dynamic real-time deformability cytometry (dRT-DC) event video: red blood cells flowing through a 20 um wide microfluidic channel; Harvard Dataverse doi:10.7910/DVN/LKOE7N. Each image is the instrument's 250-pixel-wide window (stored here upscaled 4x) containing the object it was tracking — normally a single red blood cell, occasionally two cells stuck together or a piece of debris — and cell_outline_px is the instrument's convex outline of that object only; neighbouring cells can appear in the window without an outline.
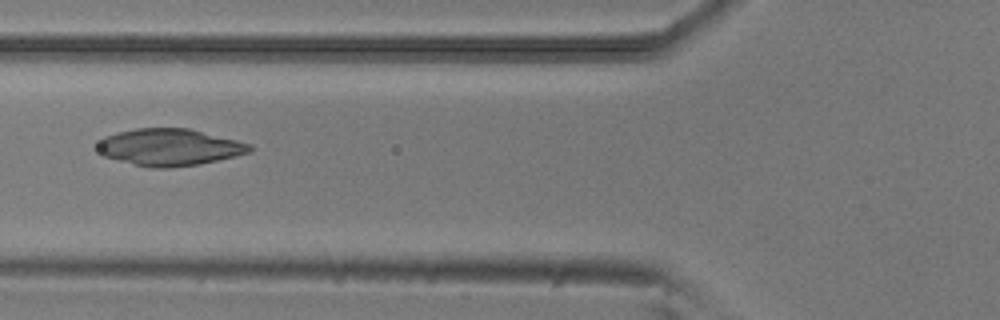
{"species": "common noctule bat (a hibernating species)", "species_latin": "Nyctalus noctula", "temperature_condition": "room temperature", "stored_images_in_passage": 7, "camera_frame_rate_fps": 3000, "um_per_image_px": 0.085, "animal": {"sex": "male", "body_mass_g": 20.5, "forearm_length_mm": 52.5}, "frame": {"image": 1, "passage_image": 6, "time_ms": 1.667, "image_size_px": [1000, 320], "cell_outline_px": [[256, 148], [252, 152], [200, 164], [168, 168], [152, 168], [132, 164], [104, 156], [96, 148], [96, 144], [104, 136], [116, 132], [136, 128], [188, 128], [252, 144]], "centroid_in_image_um": [14.41, 12.51], "position_along_channel_um": 111.4, "area_um2": 32.95}}
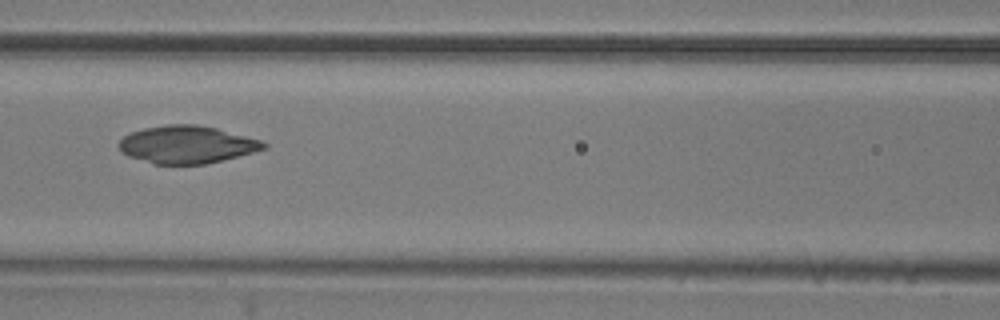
{"frame": {"image": 2, "passage_image": 7, "time_ms": 2.0, "image_size_px": [1000, 320], "cell_outline_px": [[268, 148], [204, 164], [152, 164], [128, 156], [120, 152], [120, 140], [124, 136], [132, 132], [144, 128], [168, 124], [196, 124], [216, 128], [260, 140], [268, 144]], "centroid_in_image_um": [15.86, 12.29], "position_along_channel_um": 150.7, "area_um2": 31.44}}